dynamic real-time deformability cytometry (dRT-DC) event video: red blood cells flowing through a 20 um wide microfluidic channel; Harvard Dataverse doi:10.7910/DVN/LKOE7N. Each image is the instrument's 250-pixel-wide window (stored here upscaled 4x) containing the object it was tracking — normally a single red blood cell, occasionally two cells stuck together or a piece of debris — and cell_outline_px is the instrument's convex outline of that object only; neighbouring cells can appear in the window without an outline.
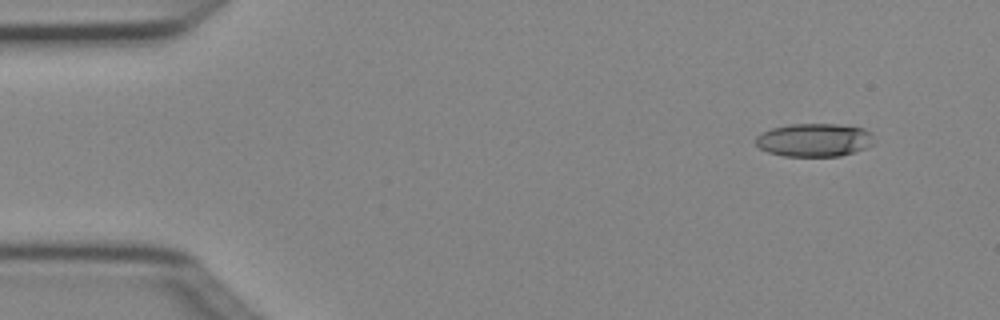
{"species": "Egyptian fruit bat (a non-hibernating species)", "species_latin": "Rousettus aegyptiacus", "temperature_condition": "cold", "stored_images_in_passage": 7, "camera_frame_rate_fps": 3000, "um_per_image_px": 0.085, "animal": {"sex": "female"}, "frame": {"image": 1, "passage_image": 1, "time_ms": 0.0, "image_size_px": [1000, 320], "cell_outline_px": [[872, 144], [864, 148], [840, 156], [784, 156], [768, 152], [760, 148], [756, 144], [756, 136], [760, 132], [772, 128], [788, 124], [836, 124], [864, 128], [872, 132]], "centroid_in_image_um": [69.18, 11.89], "position_along_channel_um": 15.8, "area_um2": 22.89}}
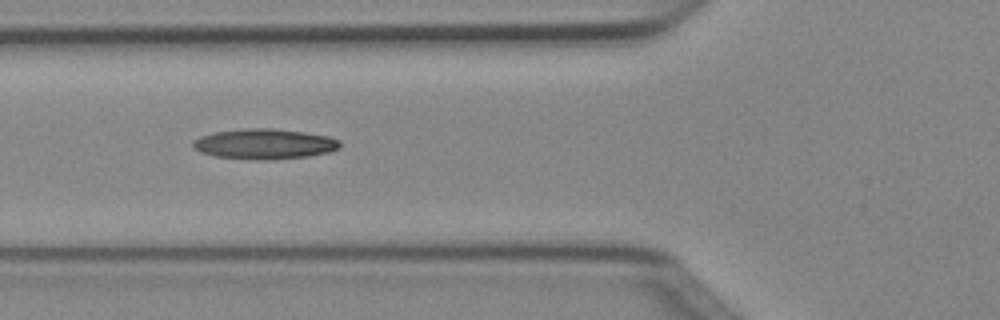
{"frame": {"image": 2, "passage_image": 5, "time_ms": 1.333, "image_size_px": [1000, 320], "cell_outline_px": [[340, 148], [328, 152], [308, 156], [272, 160], [264, 160], [216, 156], [200, 152], [192, 148], [192, 144], [200, 136], [216, 132], [248, 128], [272, 128], [304, 132], [328, 136], [340, 140]], "centroid_in_image_um": [22.5, 12.23], "position_along_channel_um": 103.3, "area_um2": 25.78}}
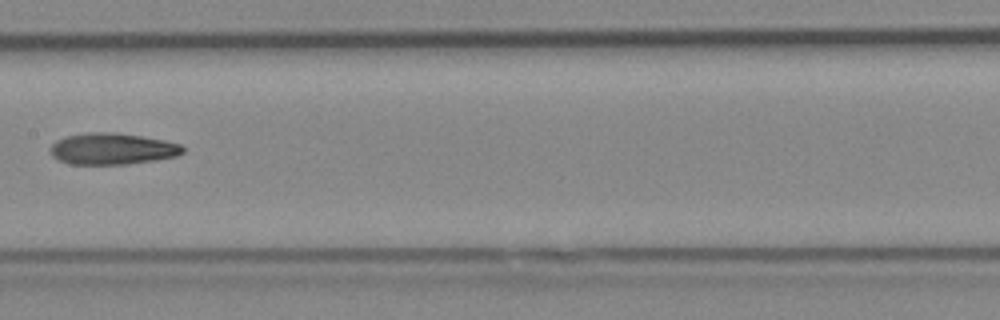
{"frame": {"image": 3, "passage_image": 7, "time_ms": 2.0, "image_size_px": [1000, 320], "cell_outline_px": [[184, 152], [176, 156], [156, 160], [124, 164], [72, 164], [60, 160], [52, 156], [48, 148], [56, 140], [64, 136], [88, 132], [116, 132], [164, 140], [180, 144], [184, 148]], "centroid_in_image_um": [9.51, 12.64], "position_along_channel_um": 197.9, "area_um2": 24.33}}